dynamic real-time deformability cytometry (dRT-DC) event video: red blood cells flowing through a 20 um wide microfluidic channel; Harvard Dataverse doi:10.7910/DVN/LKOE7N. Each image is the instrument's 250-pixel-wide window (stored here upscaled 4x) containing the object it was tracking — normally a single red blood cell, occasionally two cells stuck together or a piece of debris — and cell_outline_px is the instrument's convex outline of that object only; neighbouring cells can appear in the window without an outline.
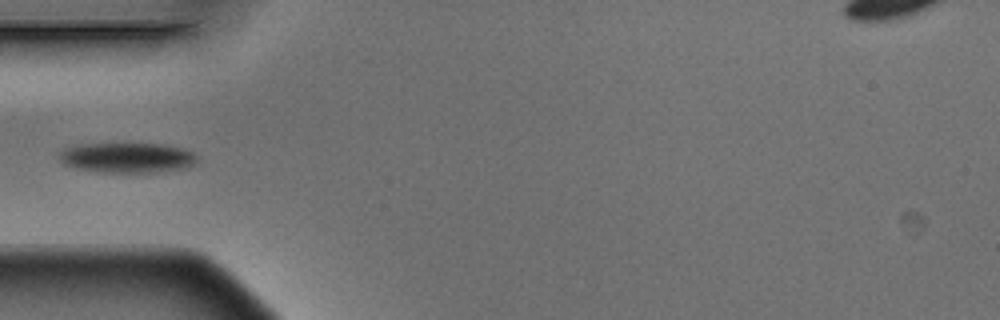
{"species": "Egyptian fruit bat (a non-hibernating species)", "species_latin": "Rousettus aegyptiacus", "temperature_condition": "warm", "stored_images_in_passage": 4, "camera_frame_rate_fps": 3000, "um_per_image_px": 0.085, "animal": {"sex": "male"}, "frame": {"image": 1, "passage_image": 4, "time_ms": 1.0, "image_size_px": [1000, 320], "cell_outline_px": [[200, 156], [188, 168], [156, 172], [96, 172], [72, 168], [64, 164], [60, 160], [60, 152], [64, 148], [84, 144], [164, 144], [180, 148], [192, 152]], "centroid_in_image_um": [10.81, 13.41], "position_along_channel_um": 74.2, "area_um2": 24.22}}